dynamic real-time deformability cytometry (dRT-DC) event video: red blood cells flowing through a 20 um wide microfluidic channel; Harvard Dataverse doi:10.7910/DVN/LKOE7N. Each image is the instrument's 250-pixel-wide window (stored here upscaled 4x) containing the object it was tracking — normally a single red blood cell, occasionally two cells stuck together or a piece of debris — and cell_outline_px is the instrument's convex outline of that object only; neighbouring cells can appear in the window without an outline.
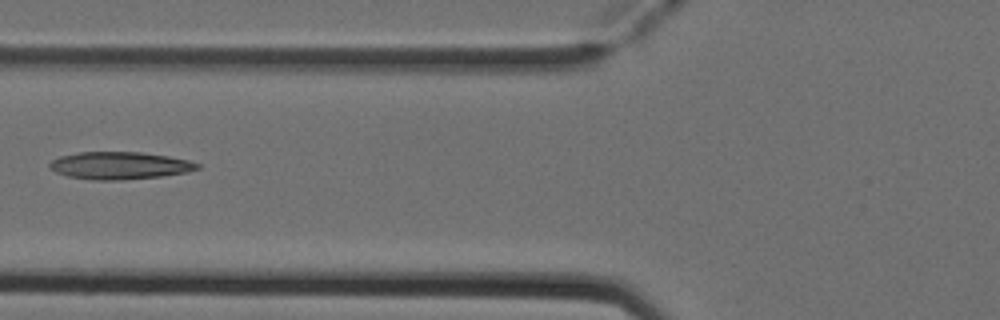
{"species": "Egyptian fruit bat (a non-hibernating species)", "species_latin": "Rousettus aegyptiacus", "temperature_condition": "cold", "stored_images_in_passage": 6, "camera_frame_rate_fps": 3000, "um_per_image_px": 0.085, "animal": {"sex": "female"}, "frame": {"image": 1, "passage_image": 6, "time_ms": 1.667, "image_size_px": [1000, 320], "cell_outline_px": [[200, 168], [188, 172], [160, 176], [120, 180], [92, 180], [68, 176], [56, 172], [48, 164], [52, 160], [60, 156], [80, 152], [140, 152], [168, 156], [188, 160], [200, 164]], "centroid_in_image_um": [10.18, 14.07], "position_along_channel_um": 115.6, "area_um2": 23.47}}